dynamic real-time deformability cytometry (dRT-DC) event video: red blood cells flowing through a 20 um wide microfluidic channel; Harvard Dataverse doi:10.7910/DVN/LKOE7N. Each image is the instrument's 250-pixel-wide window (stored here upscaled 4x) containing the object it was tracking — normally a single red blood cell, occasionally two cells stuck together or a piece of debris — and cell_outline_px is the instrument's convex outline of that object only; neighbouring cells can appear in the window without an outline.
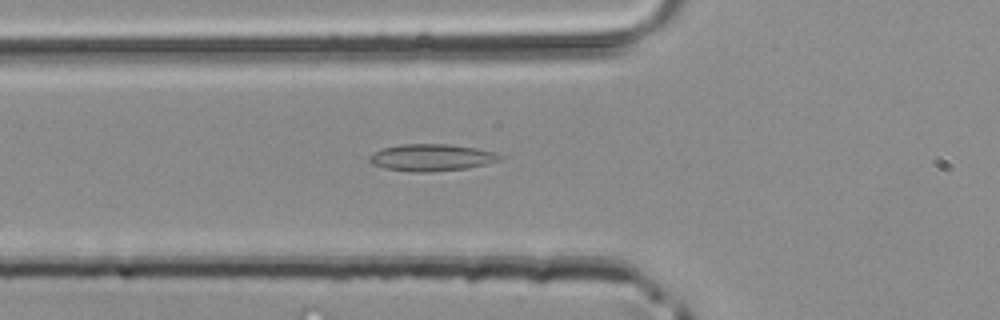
{"species": "common noctule bat (a hibernating species)", "species_latin": "Nyctalus noctula", "temperature_condition": "room temperature", "stored_images_in_passage": 5, "camera_frame_rate_fps": 3000, "um_per_image_px": 0.085, "animal": {"sex": "male", "body_mass_g": 20.4}, "frame": {"image": 1, "passage_image": 5, "time_ms": 1.333, "image_size_px": [1000, 320], "cell_outline_px": [[504, 156], [500, 160], [488, 164], [468, 168], [428, 172], [412, 172], [384, 168], [372, 164], [368, 160], [368, 156], [372, 152], [380, 148], [400, 144], [448, 144], [476, 148], [492, 152]], "centroid_in_image_um": [36.63, 13.39], "position_along_channel_um": 89.2, "area_um2": 20.69}}